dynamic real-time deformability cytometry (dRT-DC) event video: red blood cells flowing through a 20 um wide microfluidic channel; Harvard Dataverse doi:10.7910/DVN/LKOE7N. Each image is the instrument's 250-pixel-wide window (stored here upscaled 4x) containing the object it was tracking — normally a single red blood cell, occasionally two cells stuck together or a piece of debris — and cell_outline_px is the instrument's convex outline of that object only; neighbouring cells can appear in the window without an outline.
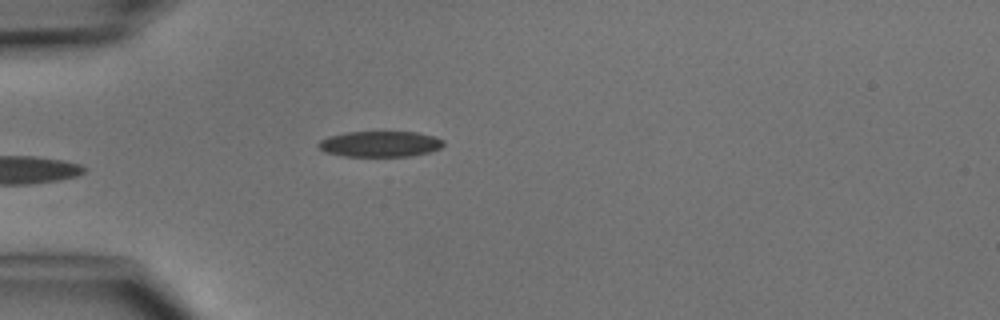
{"species": "common noctule bat (a hibernating species)", "species_latin": "Nyctalus noctula", "temperature_condition": "cold", "stored_images_in_passage": 5, "camera_frame_rate_fps": 3000, "um_per_image_px": 0.085, "animal": {"sex": "male", "body_mass_g": 15.6}, "frame": {"image": 1, "passage_image": 5, "time_ms": 4.667, "image_size_px": [1000, 320], "cell_outline_px": [[444, 144], [440, 148], [428, 152], [412, 156], [344, 156], [324, 152], [316, 144], [320, 140], [328, 136], [344, 132], [416, 132], [432, 136], [444, 140]], "centroid_in_image_um": [32.27, 12.24], "position_along_channel_um": 52.7, "area_um2": 18.79}}